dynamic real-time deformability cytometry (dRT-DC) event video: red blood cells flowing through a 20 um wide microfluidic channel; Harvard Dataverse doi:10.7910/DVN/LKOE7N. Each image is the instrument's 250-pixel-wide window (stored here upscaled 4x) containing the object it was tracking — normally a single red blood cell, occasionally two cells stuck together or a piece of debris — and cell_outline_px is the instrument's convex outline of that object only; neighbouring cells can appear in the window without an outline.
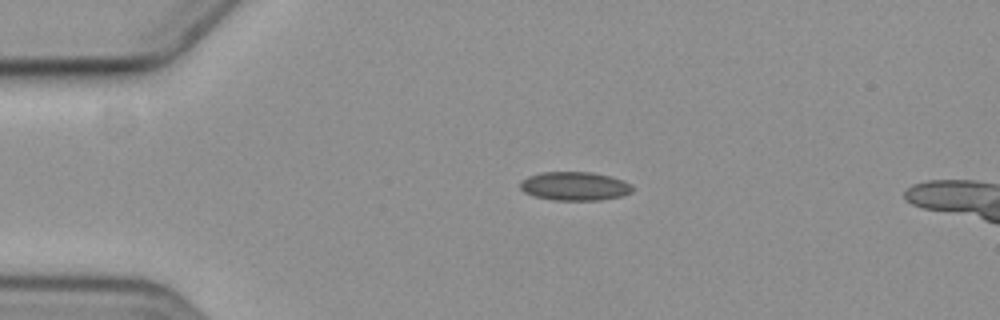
{"species": "common noctule bat (a hibernating species)", "species_latin": "Nyctalus noctula", "temperature_condition": "cold", "stored_images_in_passage": 2, "camera_frame_rate_fps": 3000, "um_per_image_px": 0.085, "animal": {"sex": "female", "body_mass_g": 19.3, "forearm_length_mm": 54.1}, "frame": {"image": 1, "passage_image": 1, "time_ms": 0.0, "image_size_px": [1000, 320], "cell_outline_px": [[632, 192], [620, 196], [600, 200], [552, 200], [536, 196], [524, 192], [520, 188], [520, 184], [528, 176], [540, 172], [592, 172], [608, 176], [632, 184]], "centroid_in_image_um": [48.84, 15.82], "position_along_channel_um": 36.2, "area_um2": 18.55}}